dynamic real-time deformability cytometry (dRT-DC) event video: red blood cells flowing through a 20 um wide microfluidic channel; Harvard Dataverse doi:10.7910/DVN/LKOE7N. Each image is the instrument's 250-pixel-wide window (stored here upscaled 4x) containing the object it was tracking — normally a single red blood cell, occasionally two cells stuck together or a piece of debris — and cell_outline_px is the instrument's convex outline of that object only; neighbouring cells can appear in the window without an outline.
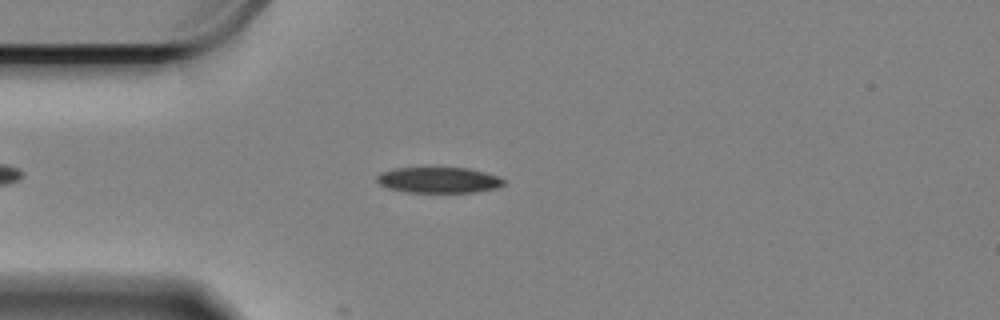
{"species": "Egyptian fruit bat (a non-hibernating species)", "species_latin": "Rousettus aegyptiacus", "temperature_condition": "cold", "stored_images_in_passage": 49, "camera_frame_rate_fps": 3000, "um_per_image_px": 0.085, "animal": {"sex": "female"}, "frame": {"image": 1, "passage_image": 10, "time_ms": 3.0, "image_size_px": [1000, 320], "cell_outline_px": [[504, 184], [496, 188], [476, 192], [408, 192], [388, 188], [380, 184], [376, 180], [376, 176], [380, 172], [396, 168], [468, 168], [484, 172], [496, 176], [504, 180]], "centroid_in_image_um": [37.26, 15.3], "position_along_channel_um": 47.7, "area_um2": 18.9}}
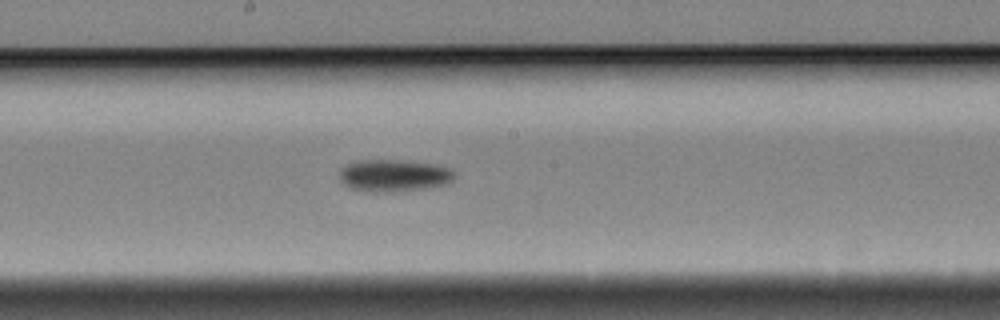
{"frame": {"image": 2, "passage_image": 26, "time_ms": 8.333, "image_size_px": [1000, 320], "cell_outline_px": [[452, 180], [448, 184], [424, 188], [392, 192], [372, 192], [348, 188], [340, 180], [340, 168], [356, 160], [408, 160], [436, 164], [452, 168]], "centroid_in_image_um": [33.46, 14.91], "position_along_channel_um": 214.7, "area_um2": 21.73}}
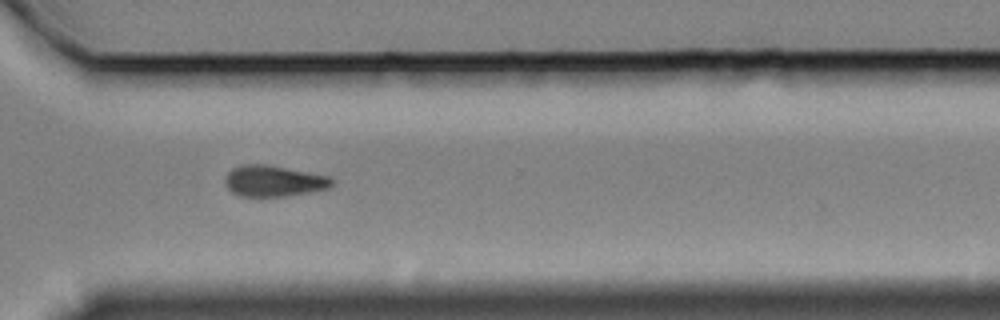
{"frame": {"image": 3, "passage_image": 38, "time_ms": 12.333, "image_size_px": [1000, 320], "cell_outline_px": [[336, 180], [328, 188], [308, 192], [284, 196], [240, 196], [232, 192], [224, 184], [224, 176], [232, 168], [240, 164], [268, 164], [328, 176]], "centroid_in_image_um": [23.22, 15.37], "position_along_channel_um": 347.4, "area_um2": 19.42}, "authors_computed_cell_mechanics": {"area_um2": 20.0566, "velocity_mm_per_s": 3.3151, "shape_relaxation_time_tau1_ms": 4.2625, "shape_relaxation_time_tau2_ms": null, "deformation_change_tau1": 0.1033, "deformation_change_tau2": null}}